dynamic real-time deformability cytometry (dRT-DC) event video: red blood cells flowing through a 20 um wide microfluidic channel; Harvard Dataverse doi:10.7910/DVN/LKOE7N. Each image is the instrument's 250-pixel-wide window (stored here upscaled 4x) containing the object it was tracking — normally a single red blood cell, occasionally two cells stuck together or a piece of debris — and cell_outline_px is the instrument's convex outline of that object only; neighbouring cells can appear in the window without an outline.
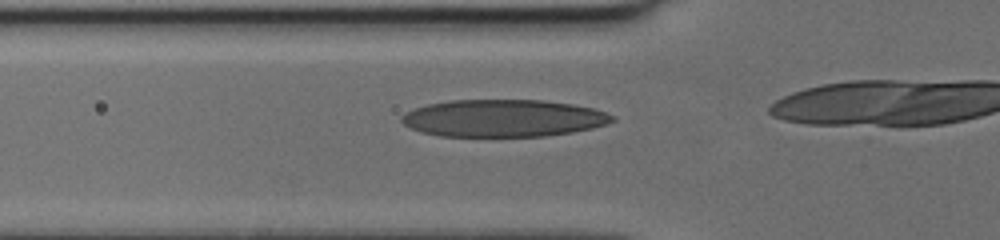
{"species": "human", "species_latin": "Homo sapiens", "temperature_condition": "cold", "stored_images_in_passage": 7, "camera_frame_rate_fps": 3000, "um_per_image_px": 0.085, "donor": {"sex": "female"}, "frame": {"image": 1, "passage_image": 2, "time_ms": 0.333, "image_size_px": [1000, 240], "cell_outline_px": [[616, 120], [592, 128], [572, 132], [544, 136], [440, 136], [420, 132], [404, 124], [400, 120], [400, 116], [404, 112], [428, 104], [448, 100], [544, 100], [572, 104], [592, 108], [616, 116]], "centroid_in_image_um": [42.76, 10.04], "position_along_channel_um": 83.0, "area_um2": 45.78}}
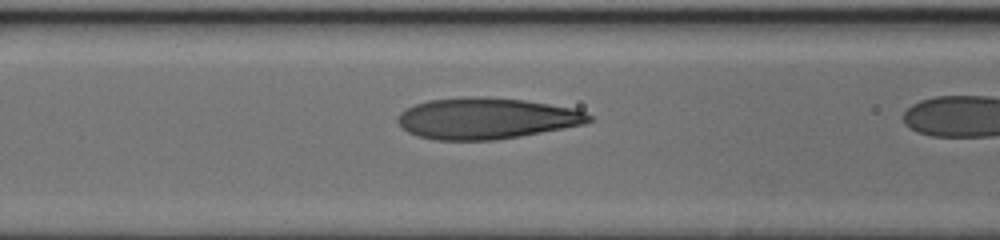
{"frame": {"image": 2, "passage_image": 5, "time_ms": 1.333, "image_size_px": [1000, 240], "cell_outline_px": [[592, 120], [584, 124], [564, 128], [520, 136], [496, 140], [436, 140], [420, 136], [408, 132], [396, 120], [396, 116], [400, 112], [416, 104], [428, 100], [468, 96], [484, 96], [524, 100], [572, 108], [584, 112], [592, 116]], "centroid_in_image_um": [41.32, 10.06], "position_along_channel_um": 125.3, "area_um2": 45.78}}